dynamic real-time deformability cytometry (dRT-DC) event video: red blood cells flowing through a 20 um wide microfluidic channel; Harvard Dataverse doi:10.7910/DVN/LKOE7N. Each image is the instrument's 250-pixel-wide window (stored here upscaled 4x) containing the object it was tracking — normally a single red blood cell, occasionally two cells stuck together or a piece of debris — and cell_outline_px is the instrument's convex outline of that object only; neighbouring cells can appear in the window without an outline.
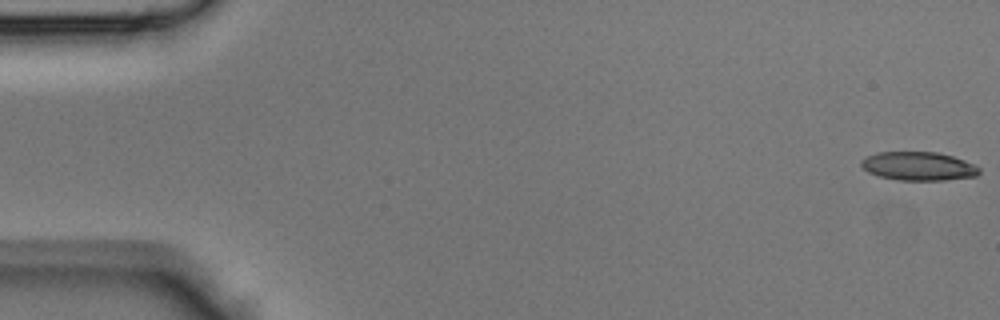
{"species": "Egyptian fruit bat (a non-hibernating species)", "species_latin": "Rousettus aegyptiacus", "temperature_condition": "room temperature", "stored_images_in_passage": 44, "camera_frame_rate_fps": 3000, "um_per_image_px": 0.085, "animal": {"sex": "male"}, "frame": {"image": 1, "passage_image": 1, "time_ms": 0.0, "image_size_px": [1000, 320], "cell_outline_px": [[980, 172], [976, 176], [944, 180], [900, 180], [880, 176], [868, 172], [860, 164], [860, 160], [876, 152], [936, 152], [952, 156], [964, 160], [980, 168]], "centroid_in_image_um": [78.06, 14.12], "position_along_channel_um": 6.9, "area_um2": 19.54}}
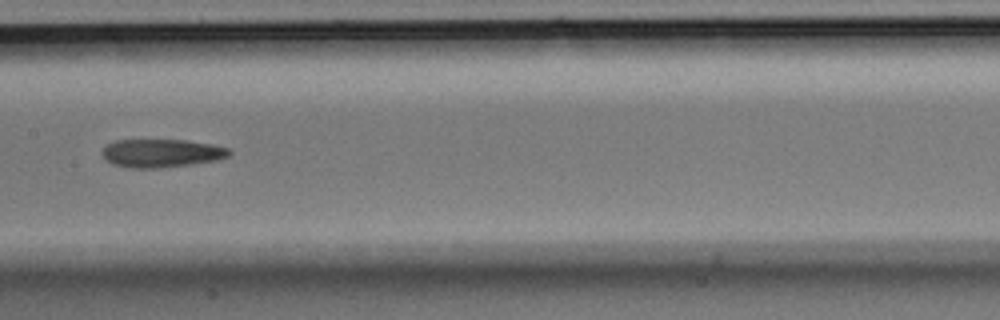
{"frame": {"image": 2, "passage_image": 22, "time_ms": 7.0, "image_size_px": [1000, 320], "cell_outline_px": [[232, 152], [228, 156], [220, 160], [192, 164], [160, 168], [128, 168], [112, 164], [100, 152], [108, 144], [116, 140], [184, 140], [212, 144], [228, 148]], "centroid_in_image_um": [13.75, 13.02], "position_along_channel_um": 193.7, "area_um2": 20.98}}
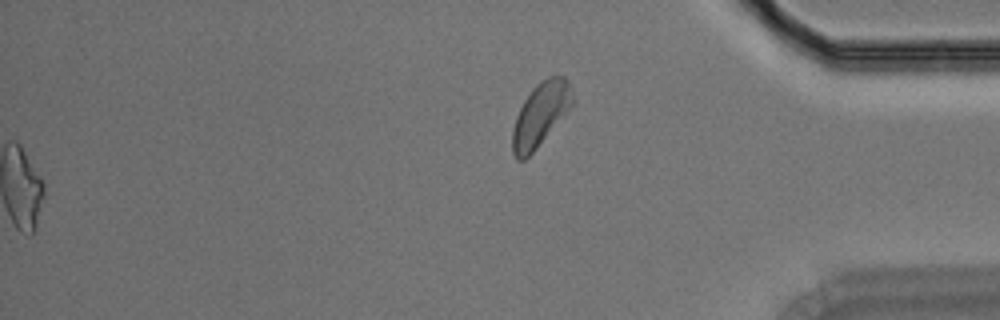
{"frame": {"image": 3, "passage_image": 44, "time_ms": 14.333, "image_size_px": [1000, 320], "cell_outline_px": [[576, 104], [536, 148], [524, 160], [516, 160], [512, 152], [512, 128], [516, 116], [524, 100], [532, 88], [536, 84], [548, 76], [556, 72], [564, 76], [568, 80], [572, 88], [576, 100]], "centroid_in_image_um": [46.0, 9.67], "position_along_channel_um": 389.2, "area_um2": 22.95}}